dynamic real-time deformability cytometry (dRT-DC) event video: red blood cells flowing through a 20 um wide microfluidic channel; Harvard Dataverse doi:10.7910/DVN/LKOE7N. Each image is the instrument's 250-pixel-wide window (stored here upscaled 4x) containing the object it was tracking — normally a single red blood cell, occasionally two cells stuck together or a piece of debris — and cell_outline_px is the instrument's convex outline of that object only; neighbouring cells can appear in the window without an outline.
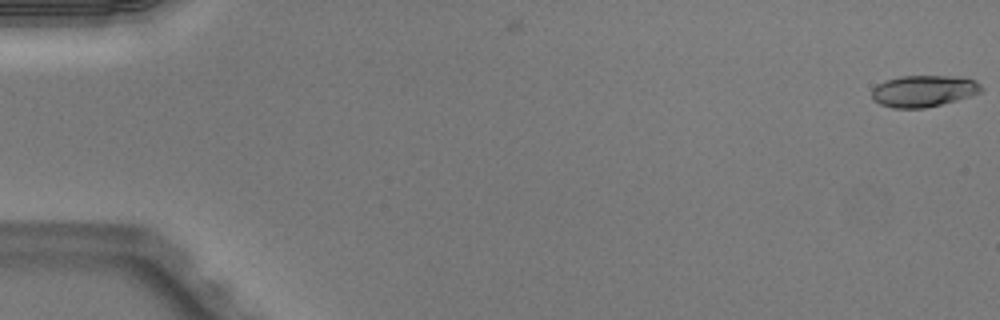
{"species": "Egyptian fruit bat (a non-hibernating species)", "species_latin": "Rousettus aegyptiacus", "temperature_condition": "warm", "stored_images_in_passage": 7, "camera_frame_rate_fps": 3000, "um_per_image_px": 0.085, "animal": {"sex": "male"}, "frame": {"image": 1, "passage_image": 1, "time_ms": 0.0, "image_size_px": [1000, 320], "cell_outline_px": [[984, 88], [980, 92], [956, 100], [924, 108], [892, 108], [880, 104], [872, 100], [872, 88], [876, 84], [884, 80], [900, 76], [964, 76], [976, 80]], "centroid_in_image_um": [78.48, 7.72], "position_along_channel_um": 6.5, "area_um2": 20.35}}